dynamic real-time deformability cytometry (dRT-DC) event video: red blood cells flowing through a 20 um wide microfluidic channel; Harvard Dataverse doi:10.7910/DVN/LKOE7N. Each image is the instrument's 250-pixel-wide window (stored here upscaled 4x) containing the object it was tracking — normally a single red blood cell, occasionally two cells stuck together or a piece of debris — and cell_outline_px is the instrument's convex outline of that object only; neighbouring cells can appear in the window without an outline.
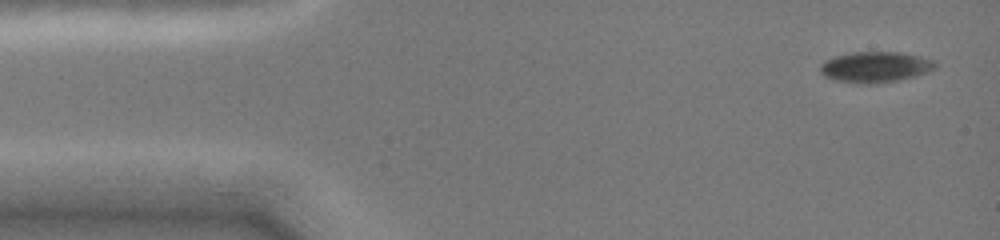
{"species": "common noctule bat (a hibernating species)", "species_latin": "Nyctalus noctula", "temperature_condition": "cold", "stored_images_in_passage": 8, "camera_frame_rate_fps": 3000, "um_per_image_px": 0.085, "animal": {"sex": "female", "body_mass_g": 19.0, "forearm_length_mm": 51.5}, "frame": {"image": 1, "passage_image": 1, "time_ms": 0.0, "image_size_px": [1000, 240], "cell_outline_px": [[936, 68], [928, 72], [900, 80], [876, 84], [864, 84], [836, 80], [824, 76], [820, 72], [820, 64], [824, 60], [832, 56], [852, 52], [900, 52], [920, 56], [932, 60], [936, 64]], "centroid_in_image_um": [74.37, 5.69], "position_along_channel_um": 10.6, "area_um2": 20.81}}
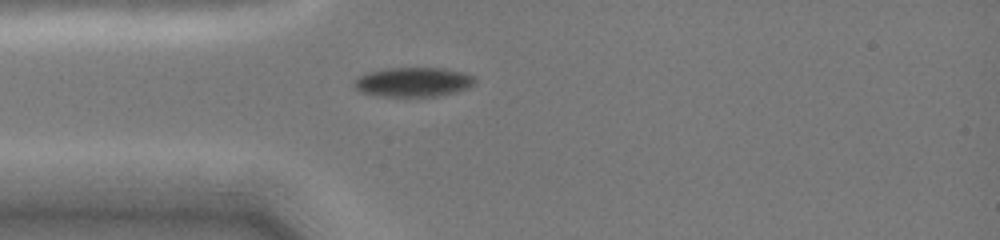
{"frame": {"image": 2, "passage_image": 7, "time_ms": 3.333, "image_size_px": [1000, 240], "cell_outline_px": [[476, 84], [468, 88], [456, 92], [436, 96], [376, 96], [360, 92], [352, 84], [352, 80], [368, 72], [388, 68], [440, 68], [460, 72], [472, 76], [476, 80]], "centroid_in_image_um": [35.09, 6.98], "position_along_channel_um": 49.9, "area_um2": 20.69}}